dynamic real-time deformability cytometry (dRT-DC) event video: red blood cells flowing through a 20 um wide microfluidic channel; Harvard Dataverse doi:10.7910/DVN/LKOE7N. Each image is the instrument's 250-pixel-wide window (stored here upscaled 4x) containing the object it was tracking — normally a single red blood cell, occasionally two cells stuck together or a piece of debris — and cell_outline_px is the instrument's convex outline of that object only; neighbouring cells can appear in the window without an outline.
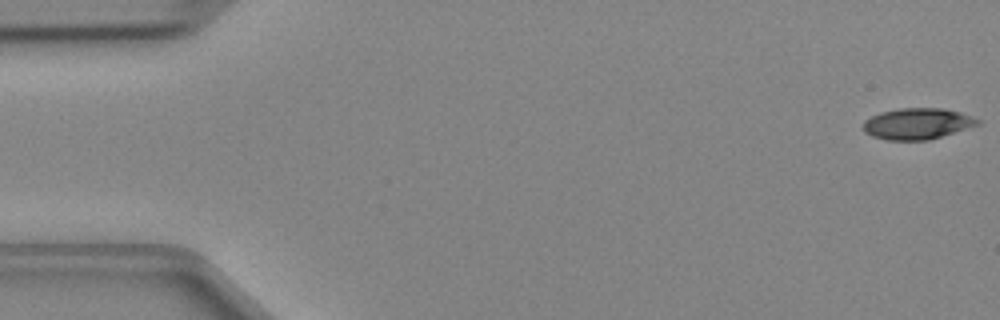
{"species": "Egyptian fruit bat (a non-hibernating species)", "species_latin": "Rousettus aegyptiacus", "temperature_condition": "cold", "stored_images_in_passage": 47, "camera_frame_rate_fps": 3000, "um_per_image_px": 0.085, "animal": {"sex": "female"}, "frame": {"image": 1, "passage_image": 1, "time_ms": 0.0, "image_size_px": [1000, 320], "cell_outline_px": [[980, 124], [968, 128], [928, 140], [888, 140], [872, 136], [864, 132], [860, 128], [864, 120], [880, 112], [900, 108], [944, 108], [960, 112], [972, 116], [980, 120]], "centroid_in_image_um": [77.94, 10.51], "position_along_channel_um": 7.1, "area_um2": 20.92}}
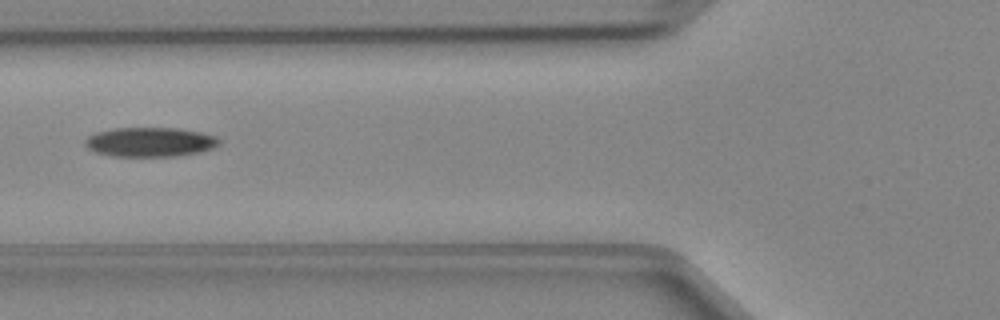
{"frame": {"image": 2, "passage_image": 18, "time_ms": 5.667, "image_size_px": [1000, 320], "cell_outline_px": [[220, 144], [212, 148], [200, 152], [172, 156], [112, 156], [96, 152], [88, 148], [84, 144], [84, 140], [88, 136], [96, 132], [112, 128], [176, 128], [200, 132], [216, 136], [220, 140]], "centroid_in_image_um": [12.73, 12.06], "position_along_channel_um": 113.1, "area_um2": 22.95}}
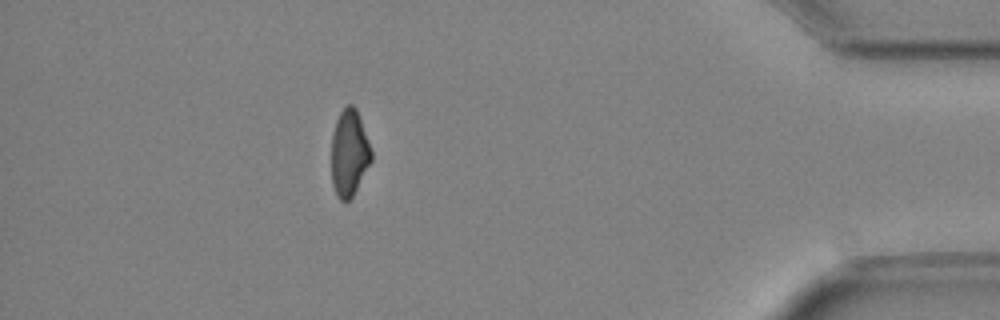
{"frame": {"image": 3, "passage_image": 42, "time_ms": 13.667, "image_size_px": [1000, 320], "cell_outline_px": [[372, 160], [352, 196], [348, 200], [340, 200], [336, 196], [332, 184], [332, 132], [336, 120], [340, 112], [348, 104], [352, 104], [356, 108], [368, 140], [372, 152]], "centroid_in_image_um": [29.67, 13.0], "position_along_channel_um": 405.5, "area_um2": 19.94}}